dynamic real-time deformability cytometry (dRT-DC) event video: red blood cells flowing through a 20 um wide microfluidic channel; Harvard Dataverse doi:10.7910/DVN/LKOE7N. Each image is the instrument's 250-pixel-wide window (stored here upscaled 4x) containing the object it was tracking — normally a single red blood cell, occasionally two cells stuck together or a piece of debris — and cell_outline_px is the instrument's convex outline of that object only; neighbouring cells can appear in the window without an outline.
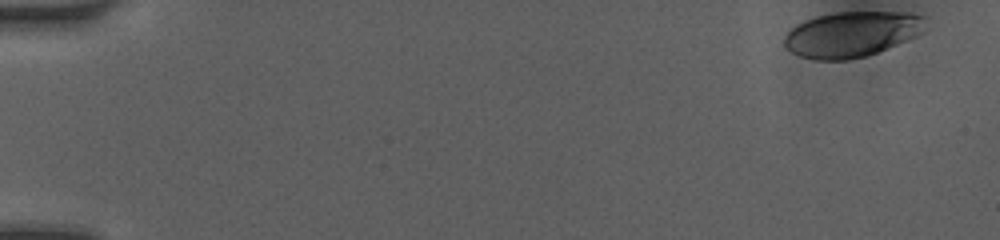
{"species": "human", "species_latin": "Homo sapiens", "temperature_condition": "room temperature", "stored_images_in_passage": 43, "camera_frame_rate_fps": 3000, "um_per_image_px": 0.085, "donor": {"sex": "female"}, "frame": {"image": 1, "passage_image": 1, "time_ms": 0.0, "image_size_px": [1000, 240], "cell_outline_px": [[924, 32], [916, 36], [876, 52], [864, 56], [848, 60], [816, 60], [800, 56], [792, 52], [784, 44], [784, 36], [796, 24], [816, 16], [836, 12], [912, 12], [924, 16]], "centroid_in_image_um": [72.4, 2.9], "position_along_channel_um": 12.6, "area_um2": 37.22}}
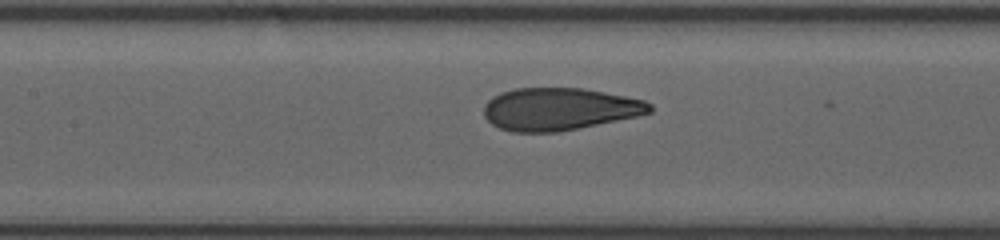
{"frame": {"image": 2, "passage_image": 23, "time_ms": 7.333, "image_size_px": [1000, 240], "cell_outline_px": [[652, 112], [636, 116], [556, 132], [512, 132], [500, 128], [492, 124], [484, 116], [484, 104], [492, 96], [500, 92], [516, 88], [580, 88], [604, 92], [644, 100], [652, 104]], "centroid_in_image_um": [47.5, 9.26], "position_along_channel_um": 159.9, "area_um2": 40.75}}
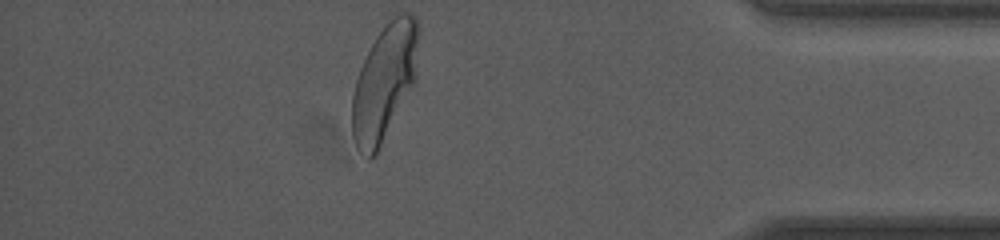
{"frame": {"image": 3, "passage_image": 43, "time_ms": 14.0, "image_size_px": [1000, 240], "cell_outline_px": [[420, 32], [416, 84], [376, 156], [372, 160], [368, 160], [356, 148], [352, 136], [352, 96], [356, 80], [360, 68], [376, 36], [400, 12], [408, 12], [416, 16], [420, 28]], "centroid_in_image_um": [32.72, 7.06], "position_along_channel_um": 402.5, "area_um2": 46.01}, "authors_computed_cell_mechanics": {"area_um2": 41.5004, "velocity_mm_per_s": 4.1332, "shape_relaxation_time_tau1_ms": 4.2595, "shape_relaxation_time_tau2_ms": null, "deformation_change_tau1": 0.1927, "deformation_change_tau2": null}}